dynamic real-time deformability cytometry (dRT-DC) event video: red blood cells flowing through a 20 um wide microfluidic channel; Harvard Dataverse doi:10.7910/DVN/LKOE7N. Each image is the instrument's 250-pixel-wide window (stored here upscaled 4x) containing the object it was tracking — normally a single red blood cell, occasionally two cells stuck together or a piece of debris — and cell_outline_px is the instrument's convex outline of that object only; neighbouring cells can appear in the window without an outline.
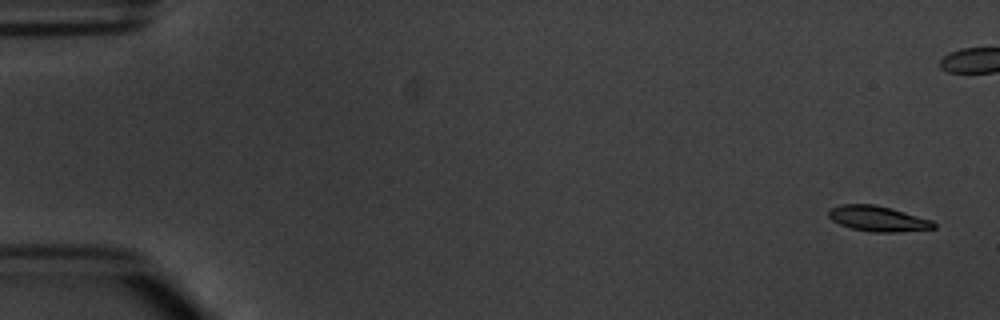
{"species": "common noctule bat (a hibernating species)", "species_latin": "Nyctalus noctula", "temperature_condition": "warm", "stored_images_in_passage": 6, "camera_frame_rate_fps": 3000, "um_per_image_px": 0.085, "animal": {"sex": "male", "body_mass_g": 20.1, "forearm_length_mm": 53.5}, "frame": {"image": 1, "passage_image": 1, "time_ms": 0.0, "image_size_px": [1000, 320], "cell_outline_px": [[936, 228], [896, 232], [872, 232], [852, 228], [840, 224], [832, 220], [828, 216], [828, 212], [832, 208], [840, 204], [876, 204], [892, 208], [932, 220], [936, 224]], "centroid_in_image_um": [74.63, 18.58], "position_along_channel_um": 10.4, "area_um2": 15.55}}